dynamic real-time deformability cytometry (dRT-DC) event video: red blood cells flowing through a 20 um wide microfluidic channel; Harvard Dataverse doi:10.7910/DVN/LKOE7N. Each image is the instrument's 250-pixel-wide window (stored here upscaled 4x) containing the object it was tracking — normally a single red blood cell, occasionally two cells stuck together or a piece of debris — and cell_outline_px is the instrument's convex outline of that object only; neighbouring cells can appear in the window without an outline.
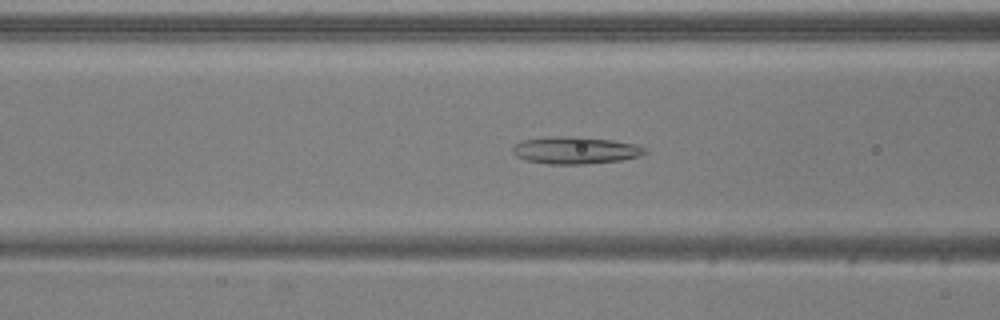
{"species": "common noctule bat (a hibernating species)", "species_latin": "Nyctalus noctula", "temperature_condition": "warm", "stored_images_in_passage": 51, "camera_frame_rate_fps": 3000, "um_per_image_px": 0.085, "animal": {"sex": "male", "body_mass_g": 20.5, "forearm_length_mm": 52.5}, "frame": {"image": 1, "passage_image": 19, "time_ms": 6.0, "image_size_px": [1000, 320], "cell_outline_px": [[648, 152], [640, 156], [620, 160], [584, 164], [548, 164], [528, 160], [516, 156], [512, 152], [512, 148], [516, 144], [524, 140], [552, 136], [580, 136], [612, 140], [636, 144], [648, 148]], "centroid_in_image_um": [48.95, 12.76], "position_along_channel_um": 117.6, "area_um2": 21.04}}
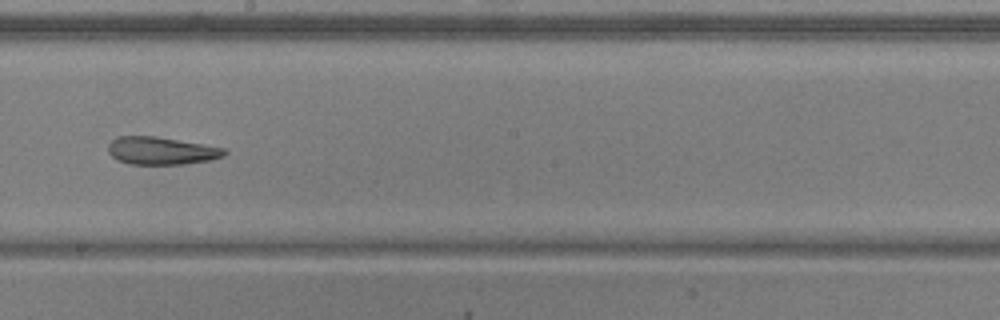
{"frame": {"image": 2, "passage_image": 28, "time_ms": 9.0, "image_size_px": [1000, 320], "cell_outline_px": [[228, 152], [224, 156], [212, 160], [184, 164], [128, 164], [116, 160], [108, 152], [108, 144], [116, 136], [156, 136], [224, 148]], "centroid_in_image_um": [13.69, 12.82], "position_along_channel_um": 234.5, "area_um2": 18.84}}
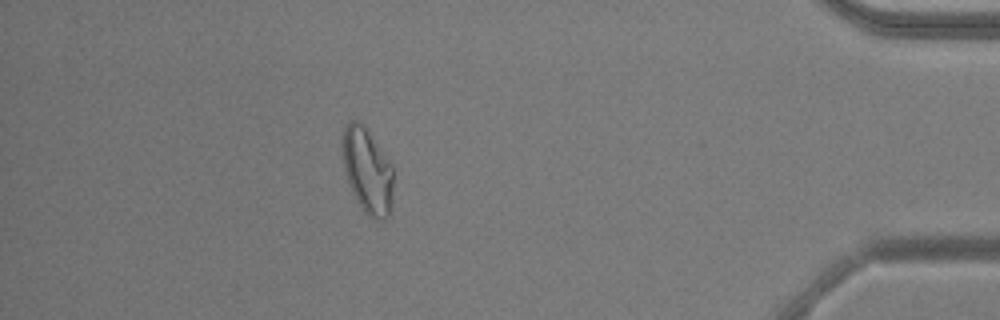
{"frame": {"image": 3, "passage_image": 45, "time_ms": 14.667, "image_size_px": [1000, 320], "cell_outline_px": [[392, 212], [384, 220], [376, 220], [368, 216], [364, 212], [356, 200], [348, 180], [344, 168], [340, 152], [344, 128], [348, 120], [360, 120], [364, 124], [392, 164]], "centroid_in_image_um": [31.22, 14.49], "position_along_channel_um": 404.0, "area_um2": 25.84}, "authors_computed_cell_mechanics": {"area_um2": 23.3512, "velocity_mm_per_s": 3.8879, "shape_relaxation_time_tau1_ms": null, "shape_relaxation_time_tau2_ms": 3.6951, "deformation_change_tau1": null, "deformation_change_tau2": 0.1258}}